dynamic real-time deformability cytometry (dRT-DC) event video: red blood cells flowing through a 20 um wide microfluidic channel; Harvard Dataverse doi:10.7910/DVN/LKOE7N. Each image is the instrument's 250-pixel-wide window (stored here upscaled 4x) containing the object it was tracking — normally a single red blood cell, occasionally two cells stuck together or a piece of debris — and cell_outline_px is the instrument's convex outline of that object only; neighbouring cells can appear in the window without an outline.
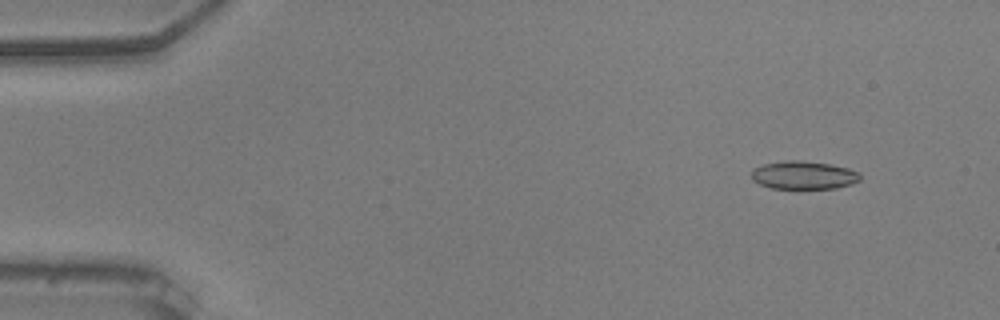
{"species": "common noctule bat (a hibernating species)", "species_latin": "Nyctalus noctula", "temperature_condition": "warm", "stored_images_in_passage": 52, "camera_frame_rate_fps": 3000, "um_per_image_px": 0.085, "animal": {"sex": "male", "body_mass_g": 20.5, "forearm_length_mm": 52.5}, "frame": {"image": 1, "passage_image": 2, "time_ms": 0.333, "image_size_px": [1000, 320], "cell_outline_px": [[860, 180], [852, 184], [836, 188], [772, 188], [760, 184], [752, 180], [752, 172], [756, 168], [764, 164], [788, 160], [796, 160], [828, 164], [848, 168], [860, 172]], "centroid_in_image_um": [68.34, 14.89], "position_along_channel_um": 16.7, "area_um2": 17.57}}
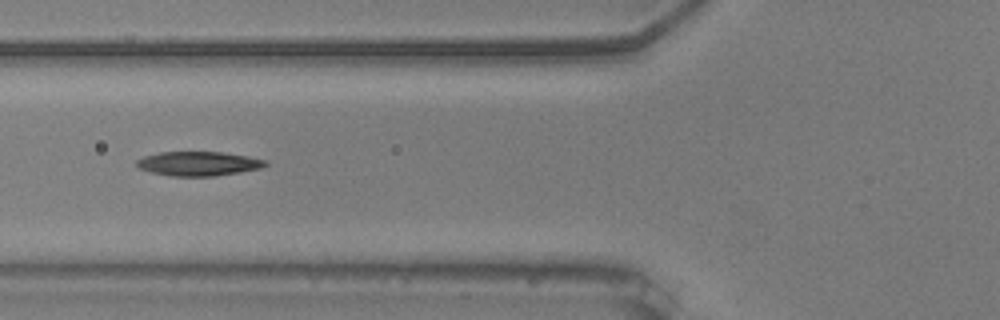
{"frame": {"image": 2, "passage_image": 18, "time_ms": 5.667, "image_size_px": [1000, 320], "cell_outline_px": [[268, 164], [264, 168], [216, 176], [172, 176], [152, 172], [140, 168], [136, 164], [136, 160], [144, 156], [160, 152], [224, 152], [248, 156], [268, 160]], "centroid_in_image_um": [16.93, 13.9], "position_along_channel_um": 108.9, "area_um2": 18.32}}
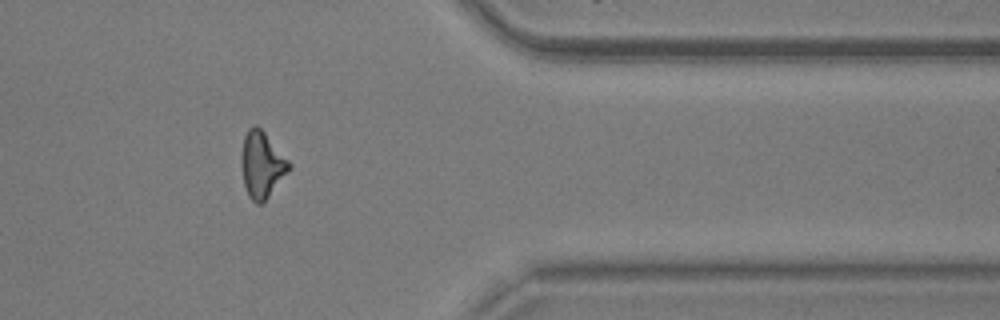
{"frame": {"image": 3, "passage_image": 42, "time_ms": 13.667, "image_size_px": [1000, 320], "cell_outline_px": [[292, 168], [268, 196], [260, 204], [256, 204], [248, 196], [244, 184], [240, 164], [240, 160], [244, 136], [248, 128], [256, 124], [264, 132], [292, 164]], "centroid_in_image_um": [22.24, 13.99], "position_along_channel_um": 389.2, "area_um2": 18.38}, "authors_computed_cell_mechanics": {"area_um2": 18.1492, "velocity_mm_per_s": 3.7015, "shape_relaxation_time_tau1_ms": 4.9262, "shape_relaxation_time_tau2_ms": 4.6234, "deformation_change_tau1": 0.1633, "deformation_change_tau2": 0.1474}}